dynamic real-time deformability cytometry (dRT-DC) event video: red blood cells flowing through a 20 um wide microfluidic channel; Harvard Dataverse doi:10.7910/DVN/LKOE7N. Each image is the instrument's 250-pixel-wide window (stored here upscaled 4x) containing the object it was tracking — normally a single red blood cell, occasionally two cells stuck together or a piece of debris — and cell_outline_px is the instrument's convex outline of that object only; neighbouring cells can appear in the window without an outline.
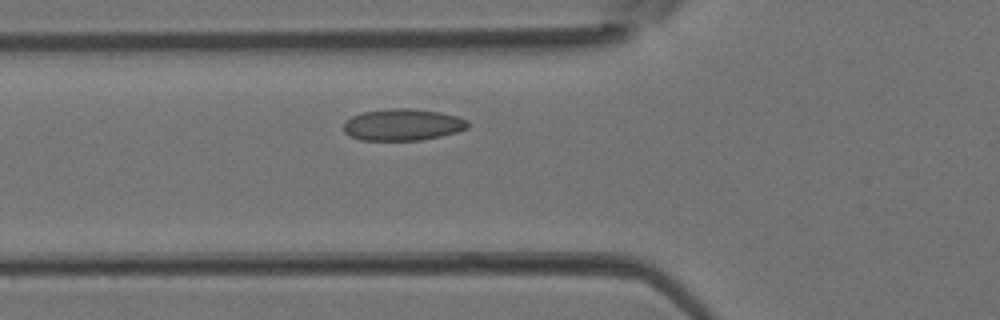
{"species": "Egyptian fruit bat (a non-hibernating species)", "species_latin": "Rousettus aegyptiacus", "temperature_condition": "room temperature", "stored_images_in_passage": 2, "camera_frame_rate_fps": 3000, "um_per_image_px": 0.085, "animal": {"sex": "female"}, "frame": {"image": 1, "passage_image": 2, "time_ms": 0.333, "image_size_px": [1000, 320], "cell_outline_px": [[468, 128], [456, 132], [440, 136], [420, 140], [360, 140], [344, 132], [344, 120], [360, 112], [388, 108], [408, 108], [440, 112], [456, 116], [468, 120]], "centroid_in_image_um": [34.2, 10.59], "position_along_channel_um": 91.6, "area_um2": 23.0}}